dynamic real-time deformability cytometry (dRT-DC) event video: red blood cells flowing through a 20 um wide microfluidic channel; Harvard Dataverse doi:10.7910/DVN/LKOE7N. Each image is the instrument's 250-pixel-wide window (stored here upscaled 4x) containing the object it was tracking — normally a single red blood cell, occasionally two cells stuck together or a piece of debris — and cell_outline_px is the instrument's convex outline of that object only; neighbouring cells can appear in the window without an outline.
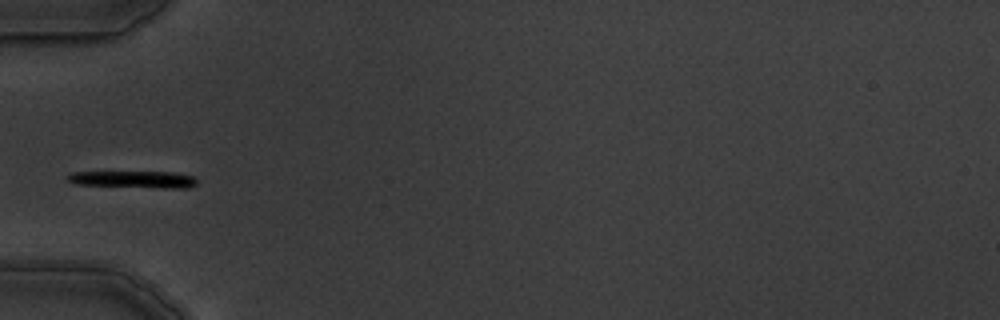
{"species": "common noctule bat (a hibernating species)", "species_latin": "Nyctalus noctula", "temperature_condition": "warm", "stored_images_in_passage": 4, "camera_frame_rate_fps": 3000, "um_per_image_px": 0.085, "animal": {"sex": "male", "body_mass_g": 19.5, "forearm_length_mm": 54.6}, "frame": {"image": 1, "passage_image": 4, "time_ms": 3.333, "image_size_px": [1000, 320], "cell_outline_px": [[196, 184], [188, 188], [164, 188], [76, 184], [68, 180], [68, 176], [72, 172], [172, 172], [192, 176], [196, 180]], "centroid_in_image_um": [11.39, 15.25], "position_along_channel_um": 73.6, "area_um2": 12.54}}